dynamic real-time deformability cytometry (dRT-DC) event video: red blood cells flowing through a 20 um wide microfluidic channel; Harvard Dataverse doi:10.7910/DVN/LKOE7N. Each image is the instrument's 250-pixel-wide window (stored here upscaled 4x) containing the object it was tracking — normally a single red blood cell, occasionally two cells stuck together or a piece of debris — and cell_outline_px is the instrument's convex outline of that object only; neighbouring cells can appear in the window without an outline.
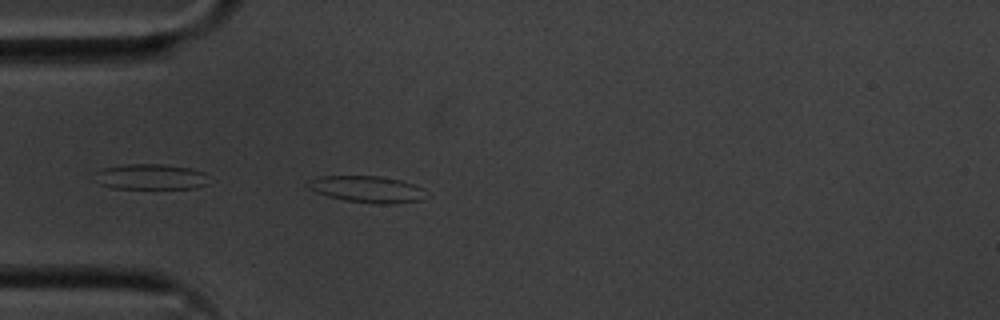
{"species": "common noctule bat (a hibernating species)", "species_latin": "Nyctalus noctula", "temperature_condition": "cold", "stored_images_in_passage": 34, "camera_frame_rate_fps": 3000, "um_per_image_px": 0.085, "animal": {"sex": "male", "body_mass_g": 20.1, "forearm_length_mm": 53.5}, "frame": {"image": 1, "passage_image": 1, "time_ms": 0.0, "image_size_px": [1000, 320], "cell_outline_px": [[428, 196], [420, 200], [392, 204], [380, 204], [344, 200], [328, 196], [316, 192], [308, 188], [308, 180], [320, 176], [376, 176], [400, 180], [416, 184], [424, 188]], "centroid_in_image_um": [31.25, 16.08], "position_along_channel_um": 53.7, "area_um2": 18.38}}
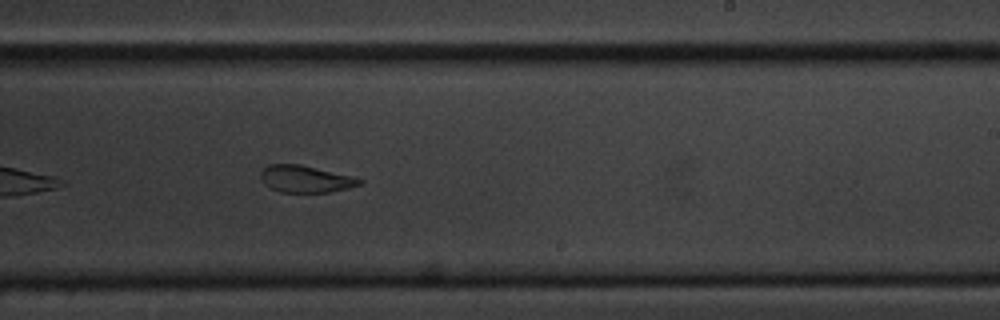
{"frame": {"image": 2, "passage_image": 19, "time_ms": 6.0, "image_size_px": [1000, 320], "cell_outline_px": [[364, 180], [360, 184], [348, 188], [328, 192], [280, 192], [264, 184], [260, 180], [260, 172], [268, 164], [300, 164], [352, 176]], "centroid_in_image_um": [25.93, 15.21], "position_along_channel_um": 263.1, "area_um2": 15.49}}
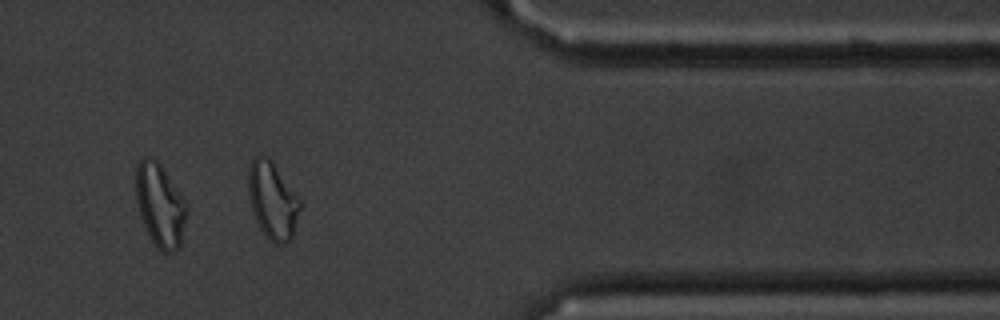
{"frame": {"image": 3, "passage_image": 31, "time_ms": 10.0, "image_size_px": [1000, 320], "cell_outline_px": [[300, 208], [292, 236], [284, 244], [276, 244], [260, 228], [252, 212], [248, 192], [248, 168], [252, 160], [256, 156], [264, 156], [272, 160], [300, 200]], "centroid_in_image_um": [23.14, 17.01], "position_along_channel_um": 388.3, "area_um2": 22.77}, "authors_computed_cell_mechanics": {"area_um2": 16.6753, "velocity_mm_per_s": 3.5915, "shape_relaxation_time_tau1_ms": 5.5502, "shape_relaxation_time_tau2_ms": 2.0114, "deformation_change_tau1": 0.1331, "deformation_change_tau2": 0.077}}